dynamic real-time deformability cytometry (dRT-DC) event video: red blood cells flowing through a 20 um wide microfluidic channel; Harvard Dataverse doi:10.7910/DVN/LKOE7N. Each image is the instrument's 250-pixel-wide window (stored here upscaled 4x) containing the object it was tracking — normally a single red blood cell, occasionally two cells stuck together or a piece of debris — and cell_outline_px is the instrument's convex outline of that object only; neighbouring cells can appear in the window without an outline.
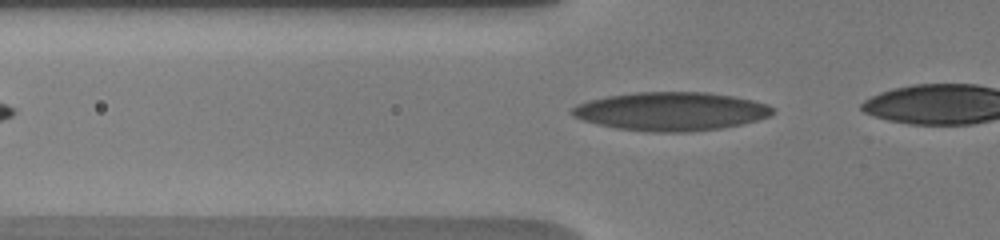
{"species": "human", "species_latin": "Homo sapiens", "temperature_condition": "warm", "stored_images_in_passage": 13, "camera_frame_rate_fps": 3000, "um_per_image_px": 0.085, "donor": {"sex": "male"}, "frame": {"image": 1, "passage_image": 2, "time_ms": 0.333, "image_size_px": [1000, 240], "cell_outline_px": [[776, 112], [768, 116], [756, 120], [740, 124], [720, 128], [688, 132], [652, 132], [616, 128], [596, 124], [572, 116], [568, 112], [576, 104], [588, 100], [608, 96], [636, 92], [708, 92], [732, 96], [752, 100], [768, 104], [776, 108]], "centroid_in_image_um": [57.02, 9.46], "position_along_channel_um": 68.8, "area_um2": 45.14}}
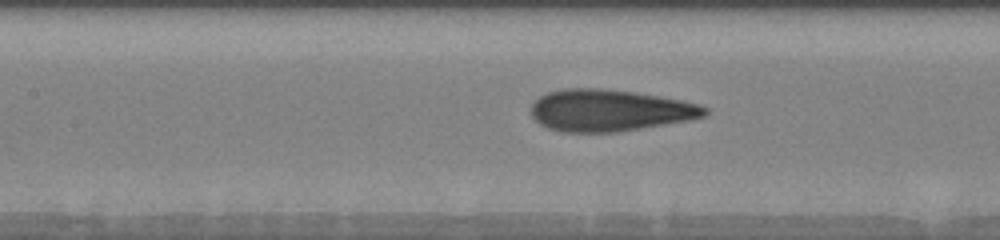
{"frame": {"image": 2, "passage_image": 8, "time_ms": 2.667, "image_size_px": [1000, 240], "cell_outline_px": [[708, 112], [704, 116], [692, 120], [620, 132], [564, 132], [548, 128], [540, 124], [532, 116], [532, 104], [540, 96], [548, 92], [564, 88], [600, 88], [632, 92], [684, 100], [700, 104], [708, 108]], "centroid_in_image_um": [51.86, 9.39], "position_along_channel_um": 155.5, "area_um2": 42.43}}
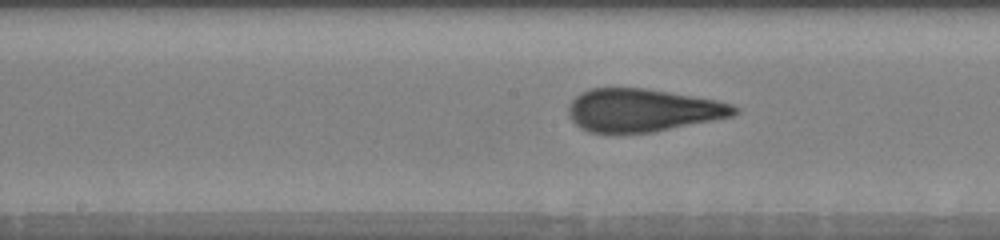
{"frame": {"image": 3, "passage_image": 11, "time_ms": 3.667, "image_size_px": [1000, 240], "cell_outline_px": [[740, 112], [732, 116], [656, 132], [588, 132], [580, 128], [568, 116], [568, 104], [580, 92], [588, 88], [644, 88], [716, 100], [732, 104], [740, 108]], "centroid_in_image_um": [54.61, 9.36], "position_along_channel_um": 193.6, "area_um2": 41.5}}